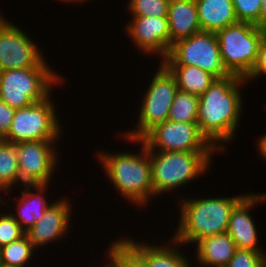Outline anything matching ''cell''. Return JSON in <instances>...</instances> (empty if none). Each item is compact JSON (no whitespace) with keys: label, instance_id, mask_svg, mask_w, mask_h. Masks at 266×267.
I'll use <instances>...</instances> for the list:
<instances>
[{"label":"cell","instance_id":"cell-1","mask_svg":"<svg viewBox=\"0 0 266 267\" xmlns=\"http://www.w3.org/2000/svg\"><path fill=\"white\" fill-rule=\"evenodd\" d=\"M245 82V78L232 74L216 78L199 96L197 124L200 132L219 151L224 149L218 144L221 143L219 141L227 142L233 138L239 125L243 102L239 87Z\"/></svg>","mask_w":266,"mask_h":267},{"label":"cell","instance_id":"cell-2","mask_svg":"<svg viewBox=\"0 0 266 267\" xmlns=\"http://www.w3.org/2000/svg\"><path fill=\"white\" fill-rule=\"evenodd\" d=\"M245 196L181 200L179 229L173 242L195 243L207 236L226 233L232 210Z\"/></svg>","mask_w":266,"mask_h":267},{"label":"cell","instance_id":"cell-3","mask_svg":"<svg viewBox=\"0 0 266 267\" xmlns=\"http://www.w3.org/2000/svg\"><path fill=\"white\" fill-rule=\"evenodd\" d=\"M138 142L143 146L140 156L133 153H100L98 157L101 158L110 181L120 190L121 195L133 203L143 205L154 193L149 150L141 140Z\"/></svg>","mask_w":266,"mask_h":267},{"label":"cell","instance_id":"cell-4","mask_svg":"<svg viewBox=\"0 0 266 267\" xmlns=\"http://www.w3.org/2000/svg\"><path fill=\"white\" fill-rule=\"evenodd\" d=\"M212 154L213 152L149 151L154 195L181 187L205 172Z\"/></svg>","mask_w":266,"mask_h":267},{"label":"cell","instance_id":"cell-5","mask_svg":"<svg viewBox=\"0 0 266 267\" xmlns=\"http://www.w3.org/2000/svg\"><path fill=\"white\" fill-rule=\"evenodd\" d=\"M266 29L249 22L238 21L218 30L220 56L227 71L246 78L252 71L258 56L259 44Z\"/></svg>","mask_w":266,"mask_h":267},{"label":"cell","instance_id":"cell-6","mask_svg":"<svg viewBox=\"0 0 266 267\" xmlns=\"http://www.w3.org/2000/svg\"><path fill=\"white\" fill-rule=\"evenodd\" d=\"M60 77L50 68H23L0 71V100L14 109L45 100L51 85Z\"/></svg>","mask_w":266,"mask_h":267},{"label":"cell","instance_id":"cell-7","mask_svg":"<svg viewBox=\"0 0 266 267\" xmlns=\"http://www.w3.org/2000/svg\"><path fill=\"white\" fill-rule=\"evenodd\" d=\"M164 65H191L201 68L216 78L231 74L220 56L219 41L214 32L200 31L172 44Z\"/></svg>","mask_w":266,"mask_h":267},{"label":"cell","instance_id":"cell-8","mask_svg":"<svg viewBox=\"0 0 266 267\" xmlns=\"http://www.w3.org/2000/svg\"><path fill=\"white\" fill-rule=\"evenodd\" d=\"M151 80L139 113L138 129L124 136L131 142L141 140L152 128L168 120L178 86L174 75L161 63Z\"/></svg>","mask_w":266,"mask_h":267},{"label":"cell","instance_id":"cell-9","mask_svg":"<svg viewBox=\"0 0 266 267\" xmlns=\"http://www.w3.org/2000/svg\"><path fill=\"white\" fill-rule=\"evenodd\" d=\"M50 100L48 97L26 108L15 109L11 127L3 140L11 143L57 140L60 123Z\"/></svg>","mask_w":266,"mask_h":267},{"label":"cell","instance_id":"cell-10","mask_svg":"<svg viewBox=\"0 0 266 267\" xmlns=\"http://www.w3.org/2000/svg\"><path fill=\"white\" fill-rule=\"evenodd\" d=\"M141 141L149 151L214 152V147L200 132L197 122L166 120L152 128Z\"/></svg>","mask_w":266,"mask_h":267},{"label":"cell","instance_id":"cell-11","mask_svg":"<svg viewBox=\"0 0 266 267\" xmlns=\"http://www.w3.org/2000/svg\"><path fill=\"white\" fill-rule=\"evenodd\" d=\"M35 43L8 21L0 19V71L48 68Z\"/></svg>","mask_w":266,"mask_h":267},{"label":"cell","instance_id":"cell-12","mask_svg":"<svg viewBox=\"0 0 266 267\" xmlns=\"http://www.w3.org/2000/svg\"><path fill=\"white\" fill-rule=\"evenodd\" d=\"M56 140L18 143V181L21 184H48L55 170L57 155L52 146ZM52 144V146H51Z\"/></svg>","mask_w":266,"mask_h":267},{"label":"cell","instance_id":"cell-13","mask_svg":"<svg viewBox=\"0 0 266 267\" xmlns=\"http://www.w3.org/2000/svg\"><path fill=\"white\" fill-rule=\"evenodd\" d=\"M126 30L142 51L161 54L163 60L168 56L171 41L167 17H133Z\"/></svg>","mask_w":266,"mask_h":267},{"label":"cell","instance_id":"cell-14","mask_svg":"<svg viewBox=\"0 0 266 267\" xmlns=\"http://www.w3.org/2000/svg\"><path fill=\"white\" fill-rule=\"evenodd\" d=\"M264 199L265 194H248L232 210L227 233L234 241L236 249L262 251L257 247V231L249 210Z\"/></svg>","mask_w":266,"mask_h":267},{"label":"cell","instance_id":"cell-15","mask_svg":"<svg viewBox=\"0 0 266 267\" xmlns=\"http://www.w3.org/2000/svg\"><path fill=\"white\" fill-rule=\"evenodd\" d=\"M58 200L51 204L49 208L45 210V213L41 219H39L35 225L28 230L25 235L28 238L31 245L35 247H41L42 245L49 243V241L61 238L66 233L69 226L70 206L65 200Z\"/></svg>","mask_w":266,"mask_h":267},{"label":"cell","instance_id":"cell-16","mask_svg":"<svg viewBox=\"0 0 266 267\" xmlns=\"http://www.w3.org/2000/svg\"><path fill=\"white\" fill-rule=\"evenodd\" d=\"M167 18L171 46L201 31L195 0H170Z\"/></svg>","mask_w":266,"mask_h":267},{"label":"cell","instance_id":"cell-17","mask_svg":"<svg viewBox=\"0 0 266 267\" xmlns=\"http://www.w3.org/2000/svg\"><path fill=\"white\" fill-rule=\"evenodd\" d=\"M197 243V260L202 266L225 267L234 256L236 246L226 233L207 236Z\"/></svg>","mask_w":266,"mask_h":267},{"label":"cell","instance_id":"cell-18","mask_svg":"<svg viewBox=\"0 0 266 267\" xmlns=\"http://www.w3.org/2000/svg\"><path fill=\"white\" fill-rule=\"evenodd\" d=\"M201 31L216 33L238 22L232 0H195Z\"/></svg>","mask_w":266,"mask_h":267},{"label":"cell","instance_id":"cell-19","mask_svg":"<svg viewBox=\"0 0 266 267\" xmlns=\"http://www.w3.org/2000/svg\"><path fill=\"white\" fill-rule=\"evenodd\" d=\"M46 185L48 184H24L23 187L26 189L21 192L22 197L19 202L20 204L18 203V217L10 213L25 233L43 217L45 210L51 206L47 205V201L44 196H42L45 188H47ZM31 187H34L38 192L36 194L30 192L29 190H31Z\"/></svg>","mask_w":266,"mask_h":267},{"label":"cell","instance_id":"cell-20","mask_svg":"<svg viewBox=\"0 0 266 267\" xmlns=\"http://www.w3.org/2000/svg\"><path fill=\"white\" fill-rule=\"evenodd\" d=\"M174 75L178 90L202 95L214 82L215 76L191 65H165Z\"/></svg>","mask_w":266,"mask_h":267},{"label":"cell","instance_id":"cell-21","mask_svg":"<svg viewBox=\"0 0 266 267\" xmlns=\"http://www.w3.org/2000/svg\"><path fill=\"white\" fill-rule=\"evenodd\" d=\"M128 241L145 257L146 267H191L186 257L175 247L153 246L144 243ZM186 259V260H185Z\"/></svg>","mask_w":266,"mask_h":267},{"label":"cell","instance_id":"cell-22","mask_svg":"<svg viewBox=\"0 0 266 267\" xmlns=\"http://www.w3.org/2000/svg\"><path fill=\"white\" fill-rule=\"evenodd\" d=\"M18 143L0 139V183L7 189L18 181Z\"/></svg>","mask_w":266,"mask_h":267},{"label":"cell","instance_id":"cell-23","mask_svg":"<svg viewBox=\"0 0 266 267\" xmlns=\"http://www.w3.org/2000/svg\"><path fill=\"white\" fill-rule=\"evenodd\" d=\"M199 96L178 90L170 107L168 120L197 122Z\"/></svg>","mask_w":266,"mask_h":267},{"label":"cell","instance_id":"cell-24","mask_svg":"<svg viewBox=\"0 0 266 267\" xmlns=\"http://www.w3.org/2000/svg\"><path fill=\"white\" fill-rule=\"evenodd\" d=\"M34 247L26 235L0 248V262L3 266L23 267L32 256Z\"/></svg>","mask_w":266,"mask_h":267},{"label":"cell","instance_id":"cell-25","mask_svg":"<svg viewBox=\"0 0 266 267\" xmlns=\"http://www.w3.org/2000/svg\"><path fill=\"white\" fill-rule=\"evenodd\" d=\"M109 258L118 267H146L145 257L128 241L118 240L109 249Z\"/></svg>","mask_w":266,"mask_h":267},{"label":"cell","instance_id":"cell-26","mask_svg":"<svg viewBox=\"0 0 266 267\" xmlns=\"http://www.w3.org/2000/svg\"><path fill=\"white\" fill-rule=\"evenodd\" d=\"M170 0H130L129 9L133 17H167Z\"/></svg>","mask_w":266,"mask_h":267},{"label":"cell","instance_id":"cell-27","mask_svg":"<svg viewBox=\"0 0 266 267\" xmlns=\"http://www.w3.org/2000/svg\"><path fill=\"white\" fill-rule=\"evenodd\" d=\"M238 21L249 22L260 27L262 0H232Z\"/></svg>","mask_w":266,"mask_h":267},{"label":"cell","instance_id":"cell-28","mask_svg":"<svg viewBox=\"0 0 266 267\" xmlns=\"http://www.w3.org/2000/svg\"><path fill=\"white\" fill-rule=\"evenodd\" d=\"M266 255L262 251L236 249L225 267H263Z\"/></svg>","mask_w":266,"mask_h":267},{"label":"cell","instance_id":"cell-29","mask_svg":"<svg viewBox=\"0 0 266 267\" xmlns=\"http://www.w3.org/2000/svg\"><path fill=\"white\" fill-rule=\"evenodd\" d=\"M25 232L11 214L0 215V248L22 238Z\"/></svg>","mask_w":266,"mask_h":267},{"label":"cell","instance_id":"cell-30","mask_svg":"<svg viewBox=\"0 0 266 267\" xmlns=\"http://www.w3.org/2000/svg\"><path fill=\"white\" fill-rule=\"evenodd\" d=\"M263 73L266 74V34L263 36L259 44L256 63L250 74L245 79H253L261 76Z\"/></svg>","mask_w":266,"mask_h":267},{"label":"cell","instance_id":"cell-31","mask_svg":"<svg viewBox=\"0 0 266 267\" xmlns=\"http://www.w3.org/2000/svg\"><path fill=\"white\" fill-rule=\"evenodd\" d=\"M15 109L0 100V139H4L9 132Z\"/></svg>","mask_w":266,"mask_h":267},{"label":"cell","instance_id":"cell-32","mask_svg":"<svg viewBox=\"0 0 266 267\" xmlns=\"http://www.w3.org/2000/svg\"><path fill=\"white\" fill-rule=\"evenodd\" d=\"M260 27L266 29V0H262V8L260 12Z\"/></svg>","mask_w":266,"mask_h":267},{"label":"cell","instance_id":"cell-33","mask_svg":"<svg viewBox=\"0 0 266 267\" xmlns=\"http://www.w3.org/2000/svg\"><path fill=\"white\" fill-rule=\"evenodd\" d=\"M258 141H259L258 148L260 154L263 156L264 159H266V134L264 136H261V138Z\"/></svg>","mask_w":266,"mask_h":267},{"label":"cell","instance_id":"cell-34","mask_svg":"<svg viewBox=\"0 0 266 267\" xmlns=\"http://www.w3.org/2000/svg\"><path fill=\"white\" fill-rule=\"evenodd\" d=\"M110 260H111L110 264H106L105 267H118V265L112 259Z\"/></svg>","mask_w":266,"mask_h":267},{"label":"cell","instance_id":"cell-35","mask_svg":"<svg viewBox=\"0 0 266 267\" xmlns=\"http://www.w3.org/2000/svg\"><path fill=\"white\" fill-rule=\"evenodd\" d=\"M0 189L3 191V190H7L1 183H0ZM0 202H2L1 200H0Z\"/></svg>","mask_w":266,"mask_h":267},{"label":"cell","instance_id":"cell-36","mask_svg":"<svg viewBox=\"0 0 266 267\" xmlns=\"http://www.w3.org/2000/svg\"><path fill=\"white\" fill-rule=\"evenodd\" d=\"M62 1H66V2L67 1H71L72 2V1H75V0H62ZM76 1H82L83 2L84 0H76Z\"/></svg>","mask_w":266,"mask_h":267}]
</instances>
